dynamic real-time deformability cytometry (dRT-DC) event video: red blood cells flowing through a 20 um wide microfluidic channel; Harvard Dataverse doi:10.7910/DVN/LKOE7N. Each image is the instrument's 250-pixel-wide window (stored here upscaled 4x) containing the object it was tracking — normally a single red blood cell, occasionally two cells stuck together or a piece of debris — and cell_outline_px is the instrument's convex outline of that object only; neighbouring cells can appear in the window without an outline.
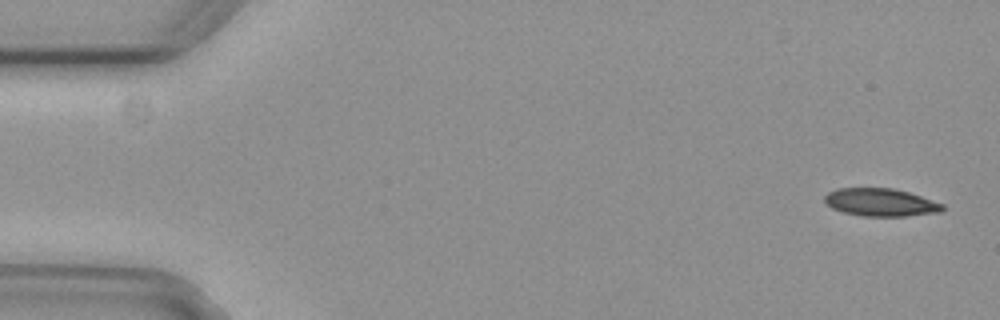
{"species": "common noctule bat (a hibernating species)", "species_latin": "Nyctalus noctula", "temperature_condition": "cold", "stored_images_in_passage": 4, "camera_frame_rate_fps": 3000, "um_per_image_px": 0.085, "animal": {"sex": "female", "body_mass_g": 29.2, "forearm_length_mm": 56.3}, "frame": {"image": 1, "passage_image": 1, "time_ms": 0.0, "image_size_px": [1000, 320], "cell_outline_px": [[944, 208], [940, 212], [904, 216], [864, 216], [844, 212], [832, 208], [824, 200], [824, 196], [828, 192], [836, 188], [892, 188], [908, 192], [944, 204]], "centroid_in_image_um": [74.84, 17.19], "position_along_channel_um": 10.2, "area_um2": 18.96}}
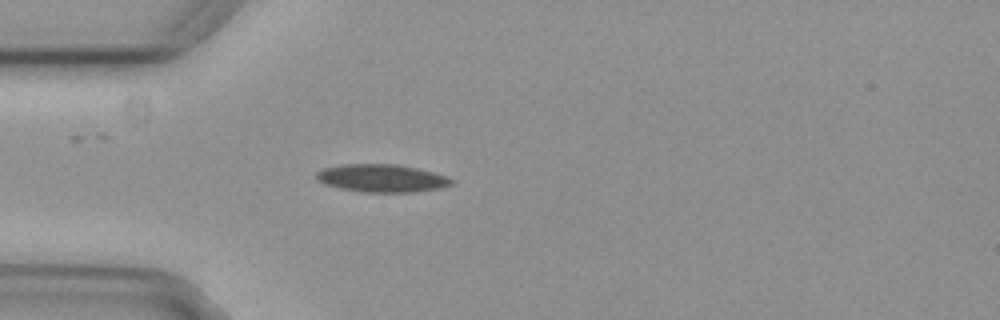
{"frame": {"image": 2, "passage_image": 4, "time_ms": 1.0, "image_size_px": [1000, 320], "cell_outline_px": [[452, 184], [440, 188], [412, 192], [364, 192], [340, 188], [324, 184], [316, 180], [316, 172], [324, 168], [340, 164], [396, 164], [416, 168], [448, 176], [452, 180]], "centroid_in_image_um": [32.41, 15.14], "position_along_channel_um": 52.6, "area_um2": 21.85}}